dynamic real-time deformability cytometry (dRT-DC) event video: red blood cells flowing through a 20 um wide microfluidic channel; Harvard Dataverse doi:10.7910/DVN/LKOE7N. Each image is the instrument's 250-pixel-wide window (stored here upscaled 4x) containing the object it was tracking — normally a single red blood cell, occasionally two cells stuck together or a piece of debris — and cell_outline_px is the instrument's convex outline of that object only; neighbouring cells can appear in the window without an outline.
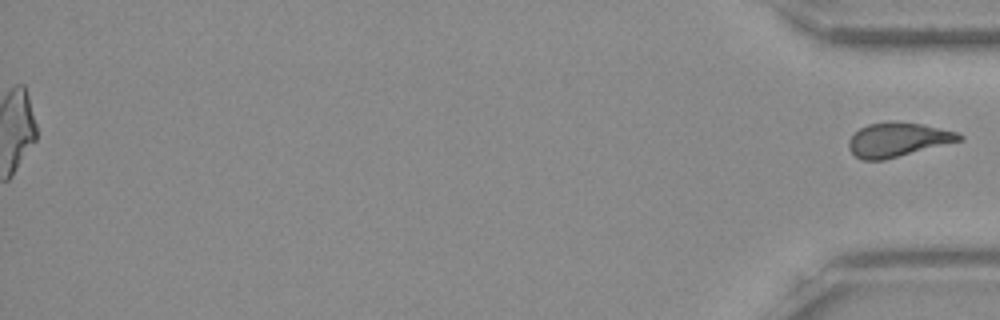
{"species": "Egyptian fruit bat (a non-hibernating species)", "species_latin": "Rousettus aegyptiacus", "temperature_condition": "room temperature", "stored_images_in_passage": 47, "segment_of_instrument_passage": [2, 2], "camera_frame_rate_fps": 3000, "um_per_image_px": 0.085, "frame": {"image": 1, "passage_image": 47, "time_ms": 15.333, "image_size_px": [1000, 320], "cell_outline_px": [[964, 140], [884, 160], [864, 160], [856, 156], [848, 148], [848, 140], [860, 128], [868, 124], [892, 120], [920, 124], [960, 132], [964, 136]], "centroid_in_image_um": [76.35, 11.86], "position_along_channel_um": 358.9, "area_um2": 22.14}}